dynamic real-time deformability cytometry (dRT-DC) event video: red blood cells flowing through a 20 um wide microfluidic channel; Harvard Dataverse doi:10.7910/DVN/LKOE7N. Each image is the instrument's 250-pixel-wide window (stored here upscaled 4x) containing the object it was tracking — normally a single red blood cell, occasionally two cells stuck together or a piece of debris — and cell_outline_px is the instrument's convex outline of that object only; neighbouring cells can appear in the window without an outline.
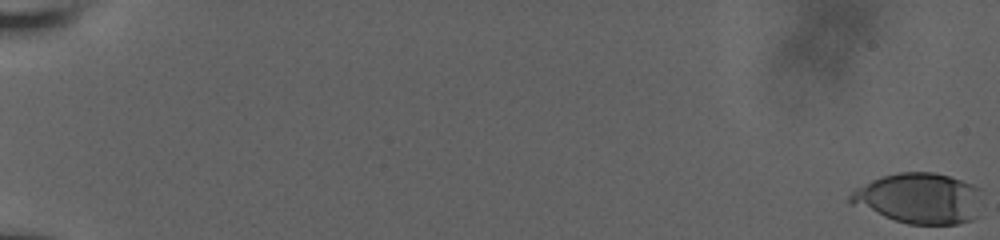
{"species": "human", "species_latin": "Homo sapiens", "temperature_condition": "room temperature", "stored_images_in_passage": 59, "camera_frame_rate_fps": 3000, "um_per_image_px": 0.085, "donor": {"sex": "male"}, "frame": {"image": 1, "passage_image": 1, "time_ms": 0.0, "image_size_px": [1000, 240], "cell_outline_px": [[980, 216], [972, 220], [956, 224], [908, 224], [848, 204], [848, 196], [856, 188], [872, 180], [884, 176], [900, 172], [932, 172], [948, 176], [972, 184], [980, 188]], "centroid_in_image_um": [78.15, 16.87], "position_along_channel_um": 6.9, "area_um2": 38.96}}
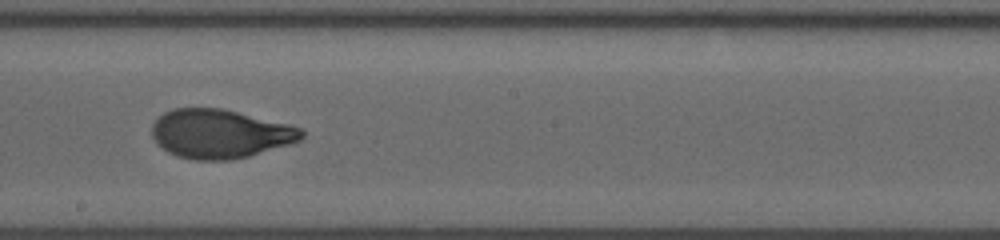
{"frame": {"image": 2, "passage_image": 37, "time_ms": 12.0, "image_size_px": [1000, 240], "cell_outline_px": [[304, 136], [300, 140], [288, 144], [248, 156], [232, 160], [196, 160], [176, 156], [168, 152], [156, 144], [152, 136], [152, 124], [164, 112], [172, 108], [220, 108], [288, 124], [300, 128], [304, 132]], "centroid_in_image_um": [18.65, 11.37], "position_along_channel_um": 229.6, "area_um2": 42.43}}
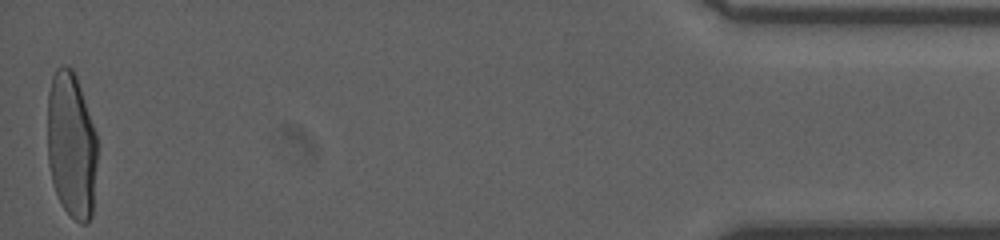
{"frame": {"image": 3, "passage_image": 59, "time_ms": 19.333, "image_size_px": [1000, 240], "cell_outline_px": [[96, 164], [92, 216], [88, 224], [80, 224], [60, 204], [52, 180], [48, 164], [48, 92], [52, 76], [56, 68], [60, 64], [64, 64], [72, 68], [76, 76], [96, 132]], "centroid_in_image_um": [6.06, 12.33], "position_along_channel_um": 429.1, "area_um2": 42.6}, "authors_computed_cell_mechanics": {"area_um2": 41.8472, "velocity_mm_per_s": 3.829, "shape_relaxation_time_tau1_ms": 4.8738, "shape_relaxation_time_tau2_ms": null, "deformation_change_tau1": 0.2264, "deformation_change_tau2": null}}